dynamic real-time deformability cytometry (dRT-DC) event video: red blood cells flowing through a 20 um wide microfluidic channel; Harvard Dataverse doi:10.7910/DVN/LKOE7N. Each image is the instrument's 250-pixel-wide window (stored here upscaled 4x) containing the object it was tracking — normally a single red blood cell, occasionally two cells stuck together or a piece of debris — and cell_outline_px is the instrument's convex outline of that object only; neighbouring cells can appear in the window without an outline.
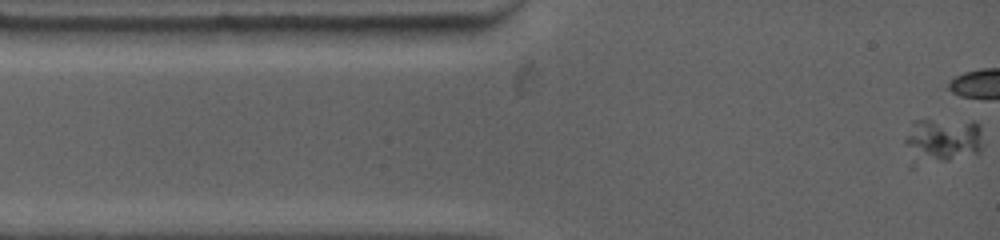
{"species": "common noctule bat (a hibernating species)", "species_latin": "Nyctalus noctula", "temperature_condition": "warm", "stored_images_in_passage": 9, "camera_frame_rate_fps": 4500, "um_per_image_px": 0.085, "animal": {"sex": "female", "body_mass_g": 19.0, "forearm_length_mm": 53.3}, "frame": {"image": 1, "passage_image": 1, "time_ms": 0.0, "image_size_px": [1000, 240], "cell_outline_px": [[980, 152], [948, 160], [912, 168], [908, 168], [904, 144], [904, 136], [912, 120], [972, 120], [980, 124]], "centroid_in_image_um": [79.93, 11.98], "position_along_channel_um": 5.1, "area_um2": 21.62}}